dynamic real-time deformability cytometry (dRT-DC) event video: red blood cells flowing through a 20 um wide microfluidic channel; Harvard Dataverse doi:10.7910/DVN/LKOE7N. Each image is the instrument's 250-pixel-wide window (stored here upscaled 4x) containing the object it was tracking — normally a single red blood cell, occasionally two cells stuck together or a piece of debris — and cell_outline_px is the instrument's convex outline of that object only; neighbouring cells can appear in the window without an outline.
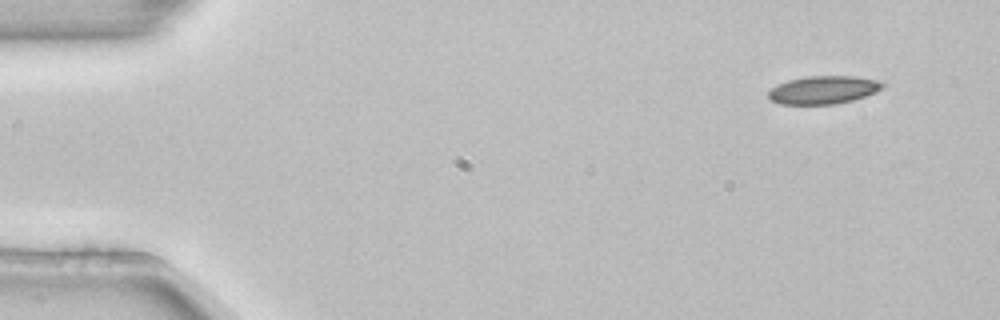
{"species": "common noctule bat (a hibernating species)", "species_latin": "Nyctalus noctula", "temperature_condition": "room temperature", "stored_images_in_passage": 4, "segment_of_instrument_passage": [1, 2], "camera_frame_rate_fps": 3000, "um_per_image_px": 0.085, "animal": {"sex": "female", "body_mass_g": 22.7, "forearm_length_mm": 54.2}, "frame": {"image": 1, "passage_image": 1, "time_ms": 0.0, "image_size_px": [1000, 320], "cell_outline_px": [[884, 88], [876, 92], [852, 100], [836, 104], [780, 104], [768, 100], [768, 92], [772, 88], [788, 80], [808, 76], [852, 76], [876, 80], [884, 84]], "centroid_in_image_um": [69.97, 7.65], "position_along_channel_um": 15.0, "area_um2": 18.55}}